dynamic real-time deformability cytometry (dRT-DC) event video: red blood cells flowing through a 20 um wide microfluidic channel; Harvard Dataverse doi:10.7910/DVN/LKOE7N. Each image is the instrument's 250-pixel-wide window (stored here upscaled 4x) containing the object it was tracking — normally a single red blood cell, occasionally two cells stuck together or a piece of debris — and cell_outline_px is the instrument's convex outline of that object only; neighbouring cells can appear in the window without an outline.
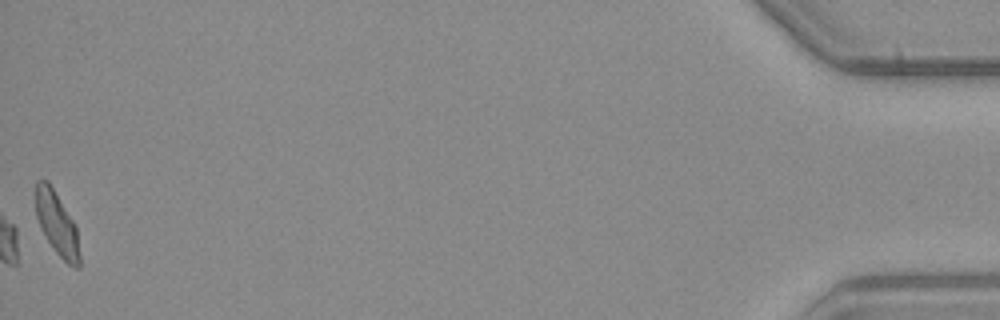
{"species": "common noctule bat (a hibernating species)", "species_latin": "Nyctalus noctula", "temperature_condition": "warm", "stored_images_in_passage": 53, "segment_of_instrument_passage": [2, 2], "camera_frame_rate_fps": 3000, "um_per_image_px": 0.085, "animal": {"sex": "male", "body_mass_g": 23.1, "forearm_length_mm": 52.7}, "frame": {"image": 1, "passage_image": 53, "time_ms": 17.333, "image_size_px": [1000, 320], "cell_outline_px": [[80, 268], [76, 268], [68, 264], [56, 252], [40, 228], [36, 216], [36, 180], [48, 180], [76, 224], [80, 256]], "centroid_in_image_um": [4.85, 19.0], "position_along_channel_um": 430.3, "area_um2": 16.24}}